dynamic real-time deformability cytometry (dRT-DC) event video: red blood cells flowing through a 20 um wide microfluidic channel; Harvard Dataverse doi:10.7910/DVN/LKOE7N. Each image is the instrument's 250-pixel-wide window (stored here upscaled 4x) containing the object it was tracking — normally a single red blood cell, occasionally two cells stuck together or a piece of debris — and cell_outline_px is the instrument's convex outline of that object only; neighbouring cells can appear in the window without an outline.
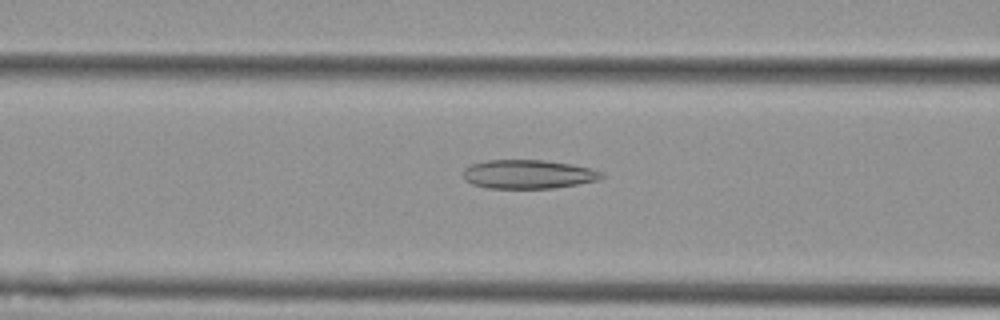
{"species": "Egyptian fruit bat (a non-hibernating species)", "species_latin": "Rousettus aegyptiacus", "temperature_condition": "cold", "stored_images_in_passage": 55, "camera_frame_rate_fps": 3000, "um_per_image_px": 0.085, "animal": {"sex": "female"}, "frame": {"image": 1, "passage_image": 22, "time_ms": 7.0, "image_size_px": [1000, 320], "cell_outline_px": [[604, 176], [596, 180], [576, 184], [552, 188], [488, 188], [472, 184], [464, 180], [464, 168], [472, 164], [488, 160], [544, 160], [572, 164], [592, 168], [604, 172]], "centroid_in_image_um": [44.9, 14.8], "position_along_channel_um": 121.7, "area_um2": 23.24}}
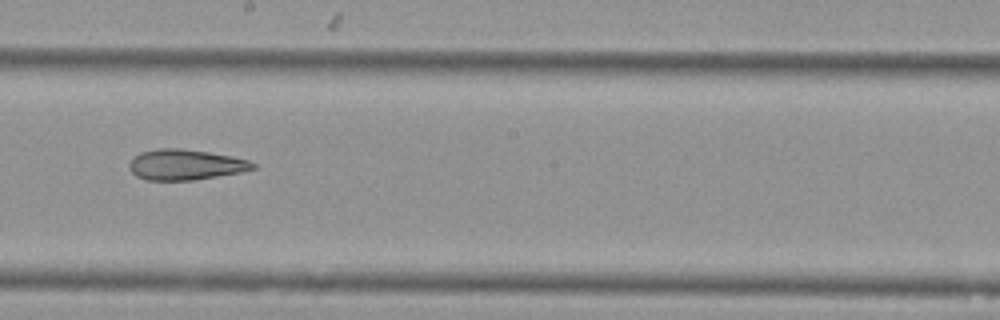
{"frame": {"image": 2, "passage_image": 31, "time_ms": 10.0, "image_size_px": [1000, 320], "cell_outline_px": [[256, 168], [240, 172], [192, 180], [144, 180], [136, 176], [128, 168], [128, 164], [132, 156], [140, 152], [156, 148], [180, 148], [208, 152], [232, 156], [248, 160], [256, 164]], "centroid_in_image_um": [15.7, 13.99], "position_along_channel_um": 232.5, "area_um2": 22.14}}
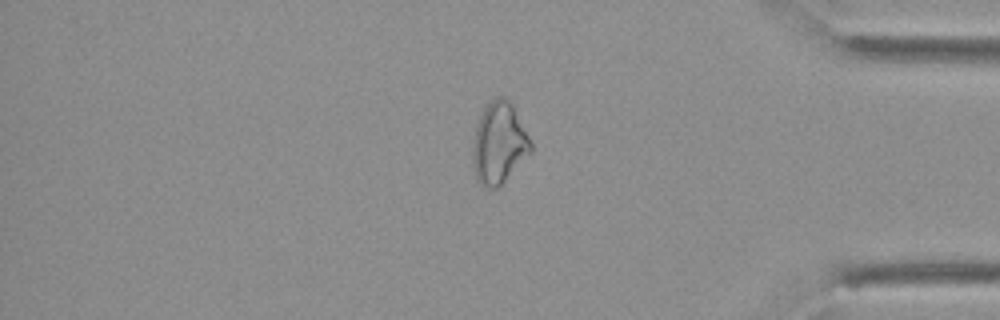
{"frame": {"image": 3, "passage_image": 46, "time_ms": 15.0, "image_size_px": [1000, 320], "cell_outline_px": [[532, 152], [496, 188], [484, 188], [476, 180], [472, 160], [472, 148], [476, 124], [488, 100], [496, 96], [504, 96], [512, 104], [532, 144]], "centroid_in_image_um": [42.38, 12.15], "position_along_channel_um": 392.8, "area_um2": 27.51}, "authors_computed_cell_mechanics": {"area_um2": 27.0504, "velocity_mm_per_s": 3.6992, "shape_relaxation_time_tau1_ms": null, "shape_relaxation_time_tau2_ms": 6.4825, "deformation_change_tau1": null, "deformation_change_tau2": 0.1725}}